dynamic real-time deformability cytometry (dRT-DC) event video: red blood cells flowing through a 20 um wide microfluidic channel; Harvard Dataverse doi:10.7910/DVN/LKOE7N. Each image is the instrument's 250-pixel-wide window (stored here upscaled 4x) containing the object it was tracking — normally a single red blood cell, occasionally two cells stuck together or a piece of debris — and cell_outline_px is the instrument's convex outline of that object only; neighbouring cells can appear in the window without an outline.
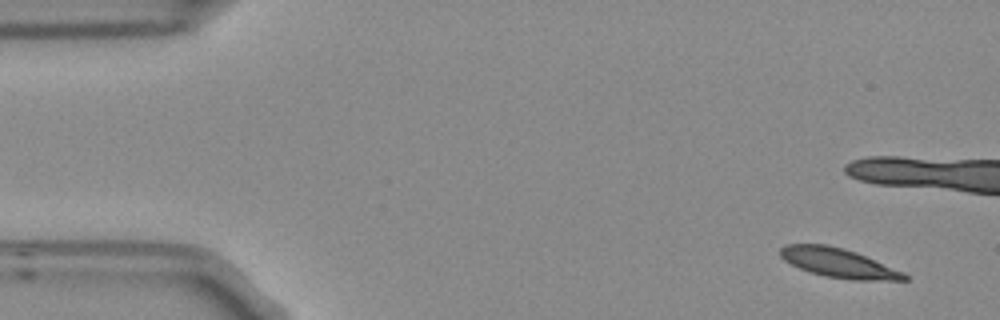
{"species": "Egyptian fruit bat (a non-hibernating species)", "species_latin": "Rousettus aegyptiacus", "temperature_condition": "room temperature", "stored_images_in_passage": 4, "camera_frame_rate_fps": 3000, "um_per_image_px": 0.085, "frame": {"image": 1, "passage_image": 1, "time_ms": 0.0, "image_size_px": [1000, 320], "cell_outline_px": [[908, 280], [852, 280], [824, 276], [808, 272], [784, 260], [780, 256], [780, 248], [784, 244], [828, 244], [844, 248], [856, 252], [904, 272], [908, 276]], "centroid_in_image_um": [71.26, 22.34], "position_along_channel_um": 13.7, "area_um2": 21.21}}